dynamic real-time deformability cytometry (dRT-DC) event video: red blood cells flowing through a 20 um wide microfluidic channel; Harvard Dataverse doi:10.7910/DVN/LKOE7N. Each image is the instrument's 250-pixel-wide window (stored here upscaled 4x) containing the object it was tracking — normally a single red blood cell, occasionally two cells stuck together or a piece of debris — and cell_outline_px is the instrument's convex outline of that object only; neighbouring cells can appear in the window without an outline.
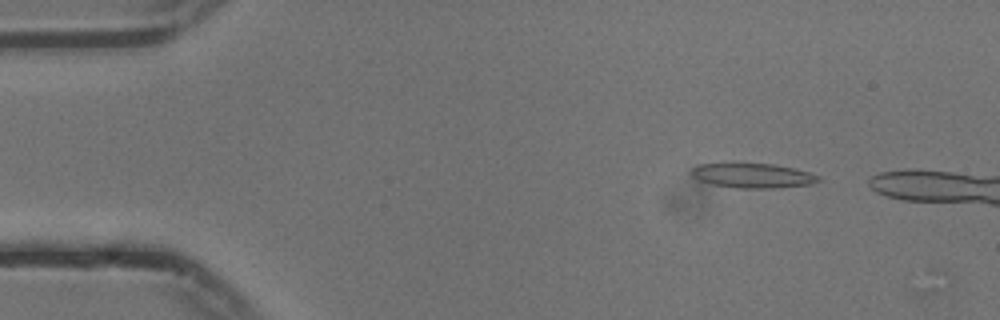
{"species": "common noctule bat (a hibernating species)", "species_latin": "Nyctalus noctula", "temperature_condition": "cold", "stored_images_in_passage": 47, "camera_frame_rate_fps": 3000, "um_per_image_px": 0.085, "animal": {"sex": "male", "body_mass_g": 13.3}, "frame": {"image": 1, "passage_image": 6, "time_ms": 1.667, "image_size_px": [1000, 320], "cell_outline_px": [[820, 180], [812, 184], [776, 188], [736, 188], [712, 184], [700, 180], [692, 176], [692, 168], [696, 164], [732, 160], [776, 164], [796, 168], [820, 176]], "centroid_in_image_um": [63.93, 14.86], "position_along_channel_um": 21.1, "area_um2": 19.31}}
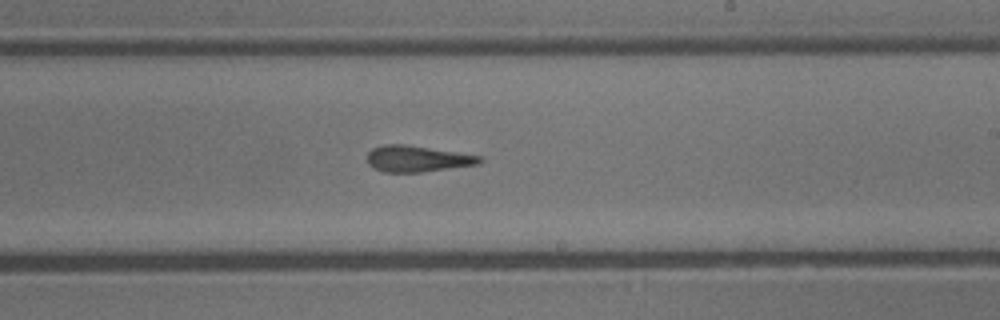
{"frame": {"image": 2, "passage_image": 31, "time_ms": 10.0, "image_size_px": [1000, 320], "cell_outline_px": [[484, 160], [480, 164], [420, 172], [384, 172], [372, 168], [368, 164], [368, 152], [372, 148], [384, 144], [404, 144], [484, 156]], "centroid_in_image_um": [35.49, 13.49], "position_along_channel_um": 253.5, "area_um2": 17.28}}
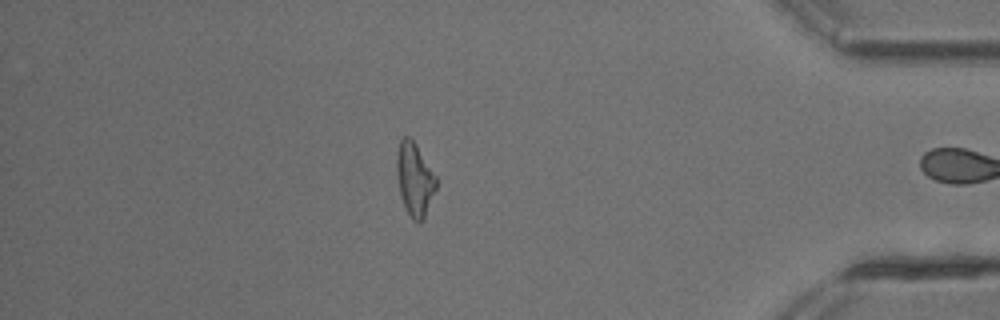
{"frame": {"image": 3, "passage_image": 46, "time_ms": 15.0, "image_size_px": [1000, 320], "cell_outline_px": [[436, 188], [424, 220], [420, 224], [416, 224], [412, 220], [404, 208], [400, 192], [396, 172], [396, 156], [400, 140], [404, 136], [412, 136], [436, 176]], "centroid_in_image_um": [35.24, 15.25], "position_along_channel_um": 400.0, "area_um2": 17.22}, "authors_computed_cell_mechanics": {"area_um2": 17.4556, "velocity_mm_per_s": 3.7458, "shape_relaxation_time_tau1_ms": 9.261, "shape_relaxation_time_tau2_ms": 2.2792, "deformation_change_tau1": 0.2652, "deformation_change_tau2": 0.1456}}